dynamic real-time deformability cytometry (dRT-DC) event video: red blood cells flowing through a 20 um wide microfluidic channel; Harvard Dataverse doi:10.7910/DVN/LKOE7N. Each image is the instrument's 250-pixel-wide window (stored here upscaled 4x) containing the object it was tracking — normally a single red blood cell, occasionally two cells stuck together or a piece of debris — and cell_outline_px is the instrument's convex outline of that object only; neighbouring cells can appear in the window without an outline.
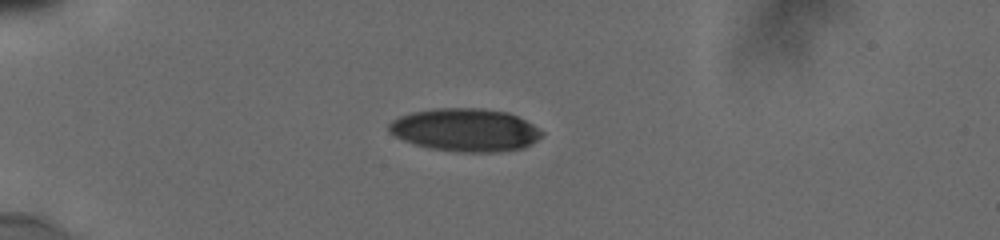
{"species": "human", "species_latin": "Homo sapiens", "temperature_condition": "cold", "stored_images_in_passage": 40, "camera_frame_rate_fps": 3000, "um_per_image_px": 0.085, "donor": {"sex": "male"}, "frame": {"image": 1, "passage_image": 1, "time_ms": 0.0, "image_size_px": [1000, 240], "cell_outline_px": [[544, 132], [532, 144], [524, 148], [496, 152], [464, 152], [432, 148], [416, 144], [404, 140], [388, 132], [388, 124], [392, 120], [400, 116], [412, 112], [432, 108], [480, 108], [508, 112], [532, 124]], "centroid_in_image_um": [39.54, 11.04], "position_along_channel_um": 45.5, "area_um2": 38.09}}
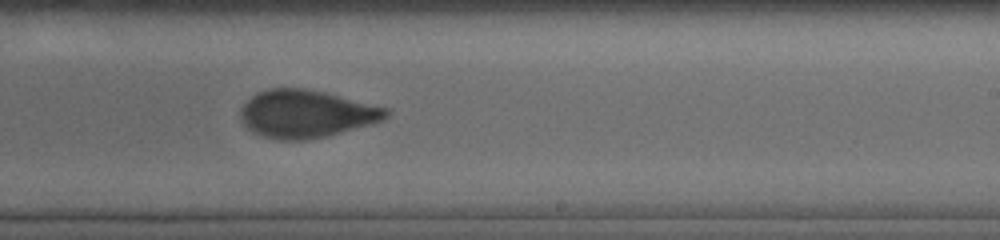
{"frame": {"image": 2, "passage_image": 21, "time_ms": 6.667, "image_size_px": [1000, 240], "cell_outline_px": [[388, 116], [380, 120], [368, 124], [324, 136], [304, 140], [276, 140], [252, 132], [244, 124], [240, 116], [240, 108], [256, 92], [268, 88], [304, 88], [324, 92], [388, 108]], "centroid_in_image_um": [25.96, 9.66], "position_along_channel_um": 263.0, "area_um2": 39.94}}
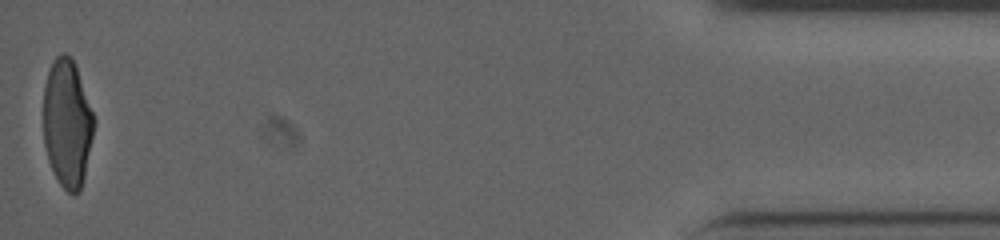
{"frame": {"image": 3, "passage_image": 40, "time_ms": 13.0, "image_size_px": [1000, 240], "cell_outline_px": [[96, 120], [84, 176], [80, 192], [72, 196], [60, 184], [48, 160], [44, 144], [44, 88], [48, 72], [52, 60], [60, 52], [64, 52], [72, 56], [76, 64]], "centroid_in_image_um": [5.73, 10.44], "position_along_channel_um": 429.5, "area_um2": 38.03}, "authors_computed_cell_mechanics": {"area_um2": 39.7953, "velocity_mm_per_s": 3.8717, "shape_relaxation_time_tau1_ms": 4.7023, "shape_relaxation_time_tau2_ms": 1.5981, "deformation_change_tau1": 0.1694, "deformation_change_tau2": 0.0747}}